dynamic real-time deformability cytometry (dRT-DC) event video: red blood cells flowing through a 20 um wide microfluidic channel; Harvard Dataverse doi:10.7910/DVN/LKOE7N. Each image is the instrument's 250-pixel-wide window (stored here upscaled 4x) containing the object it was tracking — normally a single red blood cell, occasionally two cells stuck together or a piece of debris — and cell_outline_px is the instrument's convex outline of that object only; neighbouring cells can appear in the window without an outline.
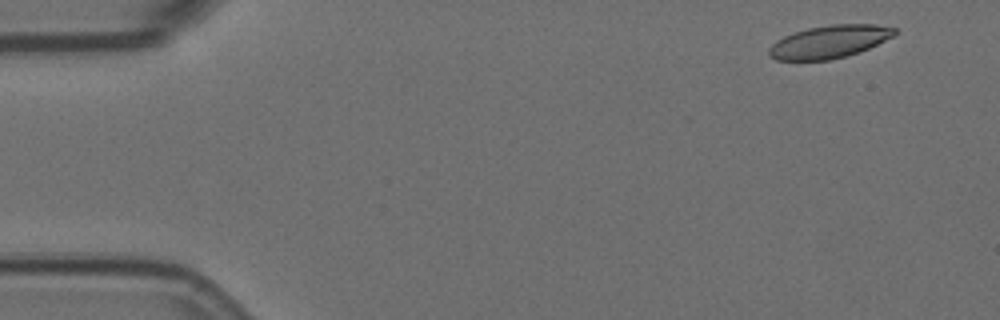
{"species": "Egyptian fruit bat (a non-hibernating species)", "species_latin": "Rousettus aegyptiacus", "temperature_condition": "room temperature", "stored_images_in_passage": 10, "camera_frame_rate_fps": 3000, "um_per_image_px": 0.085, "animal": {"sex": "female"}, "frame": {"image": 1, "passage_image": 1, "time_ms": 0.0, "image_size_px": [1000, 320], "cell_outline_px": [[896, 32], [892, 36], [860, 52], [828, 60], [776, 60], [768, 56], [768, 48], [776, 40], [784, 36], [808, 28], [832, 24], [876, 24], [896, 28]], "centroid_in_image_um": [70.45, 3.55], "position_along_channel_um": 14.5, "area_um2": 23.81}}
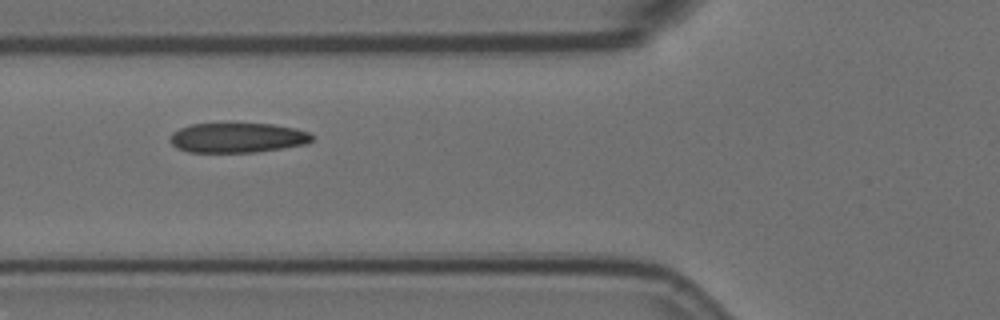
{"frame": {"image": 2, "passage_image": 6, "time_ms": 1.667, "image_size_px": [1000, 320], "cell_outline_px": [[312, 140], [304, 144], [280, 148], [252, 152], [188, 152], [176, 148], [172, 144], [168, 136], [172, 132], [180, 128], [192, 124], [228, 120], [272, 124], [296, 128], [308, 132], [312, 136]], "centroid_in_image_um": [20.1, 11.65], "position_along_channel_um": 105.7, "area_um2": 25.61}}
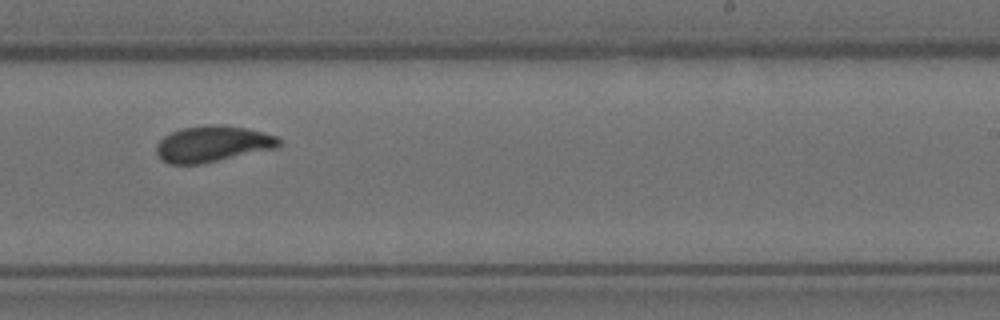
{"frame": {"image": 3, "passage_image": 10, "time_ms": 3.0, "image_size_px": [1000, 320], "cell_outline_px": [[280, 144], [276, 148], [200, 164], [168, 164], [156, 152], [156, 144], [164, 136], [180, 128], [208, 124], [220, 124], [244, 128], [276, 136], [280, 140]], "centroid_in_image_um": [18.04, 12.22], "position_along_channel_um": 271.0, "area_um2": 25.55}}